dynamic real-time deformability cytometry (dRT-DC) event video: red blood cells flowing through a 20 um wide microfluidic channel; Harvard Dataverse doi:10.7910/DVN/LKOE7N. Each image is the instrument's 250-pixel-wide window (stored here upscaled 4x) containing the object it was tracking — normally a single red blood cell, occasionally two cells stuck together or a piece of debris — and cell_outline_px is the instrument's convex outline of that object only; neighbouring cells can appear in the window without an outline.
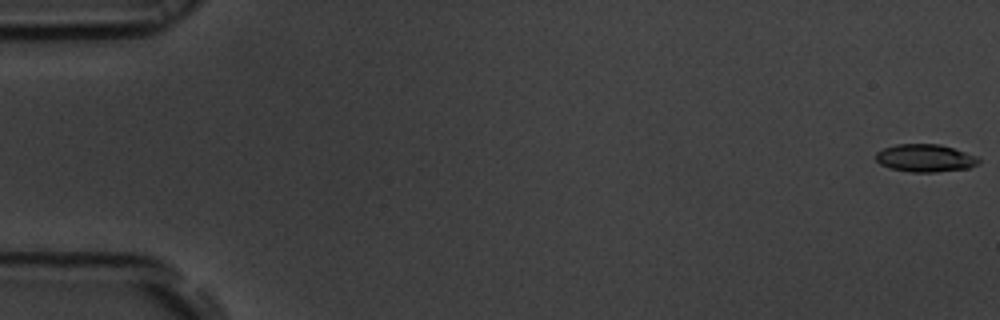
{"species": "common noctule bat (a hibernating species)", "species_latin": "Nyctalus noctula", "temperature_condition": "room temperature", "stored_images_in_passage": 8, "camera_frame_rate_fps": 3000, "um_per_image_px": 0.085, "animal": {"sex": "male", "body_mass_g": 19.5, "forearm_length_mm": 54.6}, "frame": {"image": 1, "passage_image": 1, "time_ms": 0.0, "image_size_px": [1000, 320], "cell_outline_px": [[980, 164], [968, 168], [936, 172], [912, 172], [888, 168], [880, 164], [876, 160], [876, 152], [884, 148], [896, 144], [940, 144], [980, 156]], "centroid_in_image_um": [78.68, 13.44], "position_along_channel_um": 6.3, "area_um2": 16.82}}